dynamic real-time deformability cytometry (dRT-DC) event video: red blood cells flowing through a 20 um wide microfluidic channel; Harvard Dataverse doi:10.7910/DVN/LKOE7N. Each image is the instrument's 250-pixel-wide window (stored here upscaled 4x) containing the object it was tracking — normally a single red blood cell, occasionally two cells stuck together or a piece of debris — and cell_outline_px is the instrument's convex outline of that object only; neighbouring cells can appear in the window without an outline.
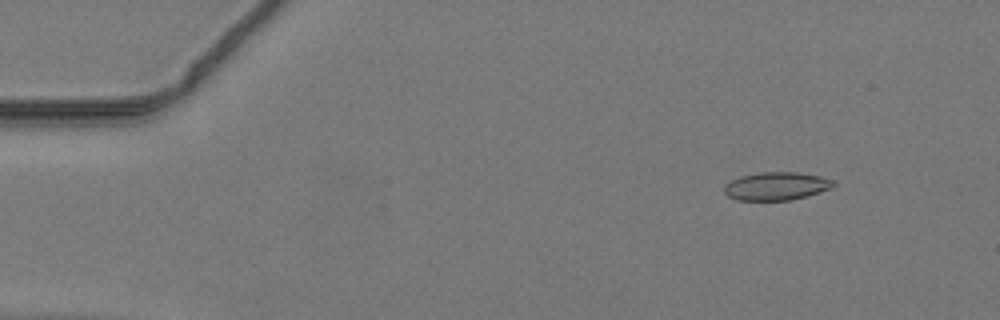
{"species": "common noctule bat (a hibernating species)", "species_latin": "Nyctalus noctula", "temperature_condition": "warm", "stored_images_in_passage": 44, "camera_frame_rate_fps": 3000, "um_per_image_px": 0.085, "animal": {"sex": "male", "body_mass_g": 19.2, "forearm_length_mm": 51.8}, "frame": {"image": 1, "passage_image": 2, "time_ms": 0.333, "image_size_px": [1000, 320], "cell_outline_px": [[836, 184], [832, 188], [808, 196], [792, 200], [736, 200], [728, 196], [724, 192], [724, 184], [740, 176], [760, 172], [796, 172], [820, 176], [836, 180]], "centroid_in_image_um": [66.02, 15.82], "position_along_channel_um": 19.0, "area_um2": 18.09}}
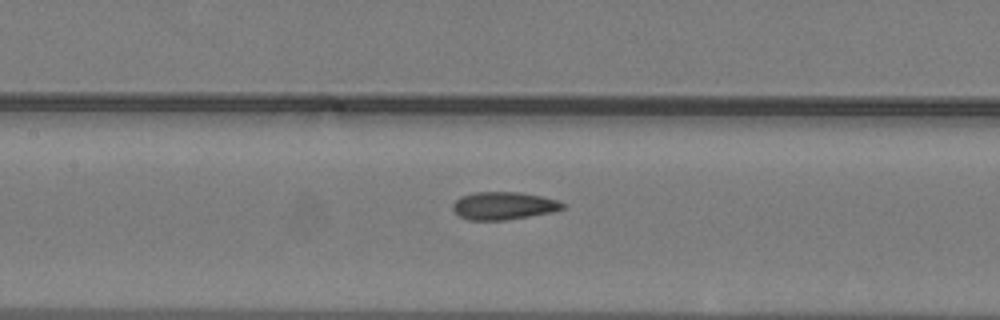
{"frame": {"image": 2, "passage_image": 19, "time_ms": 6.0, "image_size_px": [1000, 320], "cell_outline_px": [[564, 208], [552, 212], [504, 220], [468, 220], [460, 216], [452, 208], [452, 204], [460, 196], [476, 192], [520, 192], [540, 196], [556, 200], [564, 204]], "centroid_in_image_um": [42.77, 17.48], "position_along_channel_um": 164.6, "area_um2": 17.57}}
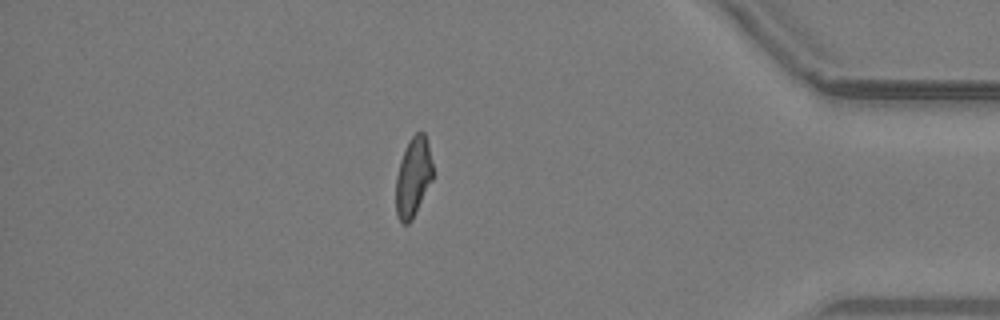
{"frame": {"image": 3, "passage_image": 38, "time_ms": 12.333, "image_size_px": [1000, 320], "cell_outline_px": [[432, 180], [412, 220], [408, 224], [400, 224], [396, 216], [396, 176], [400, 160], [408, 140], [416, 132], [424, 132], [428, 144], [432, 164]], "centroid_in_image_um": [35.1, 15.08], "position_along_channel_um": 400.1, "area_um2": 17.17}}